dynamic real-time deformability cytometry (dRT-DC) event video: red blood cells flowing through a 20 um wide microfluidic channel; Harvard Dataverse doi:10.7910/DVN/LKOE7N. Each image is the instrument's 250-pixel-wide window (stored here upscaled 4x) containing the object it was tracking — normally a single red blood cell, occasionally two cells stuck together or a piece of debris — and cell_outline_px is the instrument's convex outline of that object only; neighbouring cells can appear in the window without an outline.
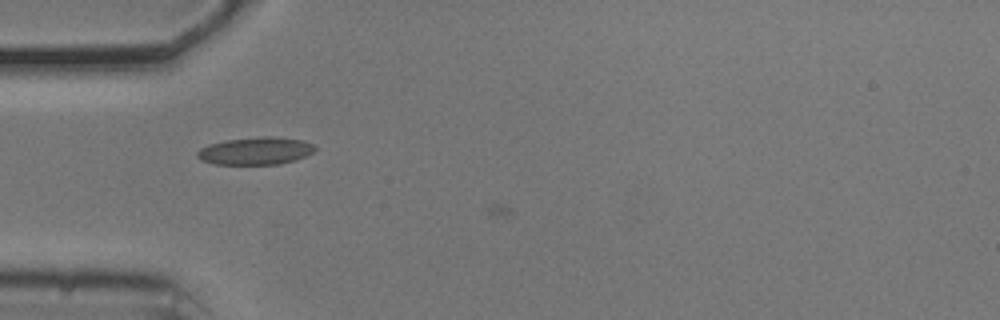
{"species": "common noctule bat (a hibernating species)", "species_latin": "Nyctalus noctula", "temperature_condition": "cold", "stored_images_in_passage": 6, "camera_frame_rate_fps": 3000, "um_per_image_px": 0.085, "animal": {"sex": "male", "body_mass_g": 20.5, "forearm_length_mm": 52.5}, "frame": {"image": 1, "passage_image": 5, "time_ms": 1.333, "image_size_px": [1000, 320], "cell_outline_px": [[316, 148], [312, 152], [296, 160], [280, 164], [216, 164], [200, 160], [196, 156], [196, 152], [200, 148], [208, 144], [224, 140], [264, 136], [272, 136], [304, 140], [312, 144]], "centroid_in_image_um": [21.69, 12.82], "position_along_channel_um": 63.3, "area_um2": 18.96}}